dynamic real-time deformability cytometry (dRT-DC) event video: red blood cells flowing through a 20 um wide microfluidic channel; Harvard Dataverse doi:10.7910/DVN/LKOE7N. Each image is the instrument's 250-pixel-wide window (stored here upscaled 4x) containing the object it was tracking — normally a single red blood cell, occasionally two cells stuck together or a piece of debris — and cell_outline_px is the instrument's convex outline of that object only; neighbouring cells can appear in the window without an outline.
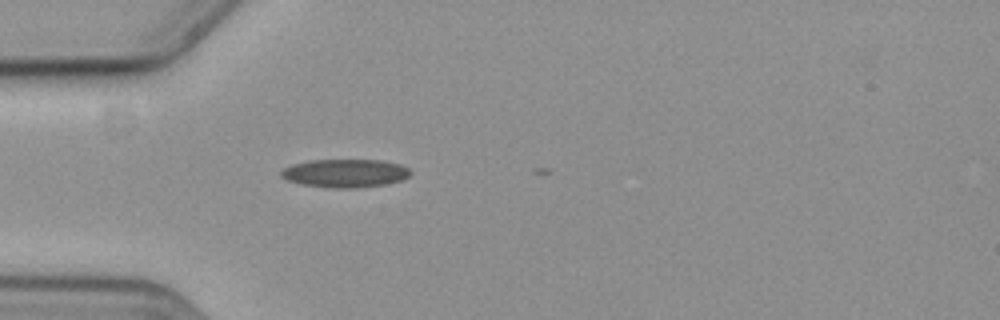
{"species": "common noctule bat (a hibernating species)", "species_latin": "Nyctalus noctula", "temperature_condition": "cold", "stored_images_in_passage": 3, "camera_frame_rate_fps": 3000, "um_per_image_px": 0.085, "animal": {"sex": "female", "body_mass_g": 19.3, "forearm_length_mm": 54.1}, "frame": {"image": 1, "passage_image": 1, "time_ms": 0.0, "image_size_px": [1000, 320], "cell_outline_px": [[412, 172], [408, 176], [400, 180], [384, 184], [356, 188], [332, 188], [300, 184], [288, 180], [280, 176], [280, 172], [284, 168], [292, 164], [308, 160], [380, 160], [400, 164], [408, 168]], "centroid_in_image_um": [29.3, 14.72], "position_along_channel_um": 55.7, "area_um2": 21.27}}